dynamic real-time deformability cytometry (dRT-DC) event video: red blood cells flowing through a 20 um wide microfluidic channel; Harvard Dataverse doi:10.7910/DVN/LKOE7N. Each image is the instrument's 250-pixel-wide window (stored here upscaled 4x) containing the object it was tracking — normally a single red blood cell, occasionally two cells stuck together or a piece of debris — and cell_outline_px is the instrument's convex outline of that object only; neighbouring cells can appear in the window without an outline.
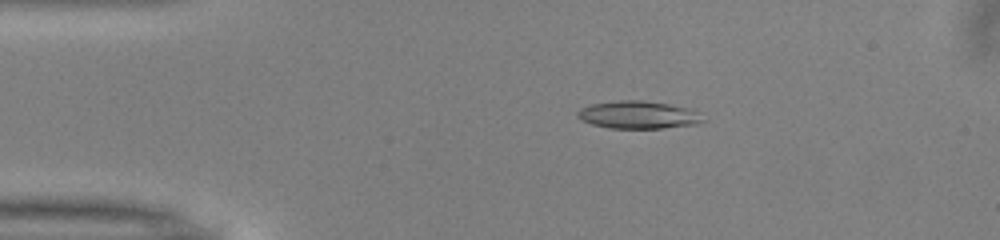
{"species": "common noctule bat (a hibernating species)", "species_latin": "Nyctalus noctula", "temperature_condition": "warm", "stored_images_in_passage": 51, "camera_frame_rate_fps": 3000, "um_per_image_px": 0.085, "animal": {"sex": "male", "body_mass_g": 13.0, "forearm_length_mm": 53.1}, "frame": {"image": 1, "passage_image": 10, "time_ms": 3.0, "image_size_px": [1000, 240], "cell_outline_px": [[708, 120], [700, 124], [664, 128], [608, 128], [592, 124], [580, 120], [576, 116], [576, 112], [580, 108], [588, 104], [616, 100], [644, 100], [672, 104], [692, 108]], "centroid_in_image_um": [54.28, 9.75], "position_along_channel_um": 30.7, "area_um2": 20.87}}
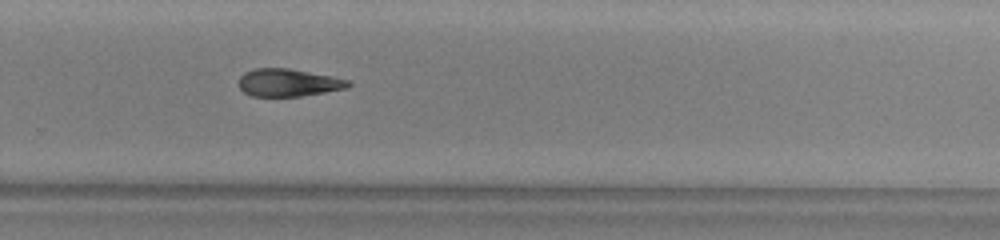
{"frame": {"image": 2, "passage_image": 34, "time_ms": 11.0, "image_size_px": [1000, 240], "cell_outline_px": [[352, 84], [348, 88], [300, 96], [252, 96], [244, 92], [240, 88], [240, 76], [244, 72], [256, 68], [288, 68], [332, 76], [348, 80]], "centroid_in_image_um": [24.51, 7.02], "position_along_channel_um": 305.3, "area_um2": 17.51}}
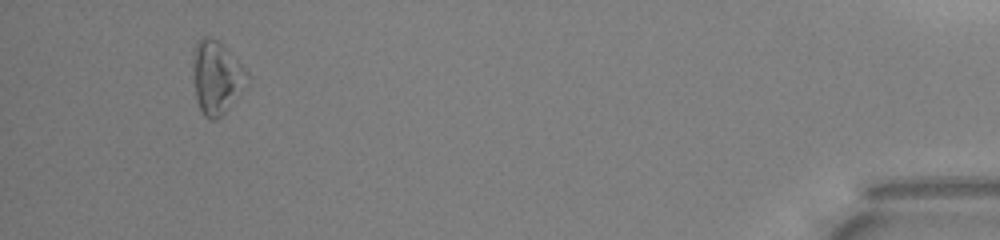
{"frame": {"image": 3, "passage_image": 48, "time_ms": 15.667, "image_size_px": [1000, 240], "cell_outline_px": [[248, 84], [224, 112], [216, 120], [208, 120], [204, 116], [200, 108], [196, 96], [192, 64], [192, 52], [196, 40], [200, 36], [208, 36], [216, 40], [248, 72]], "centroid_in_image_um": [18.37, 6.56], "position_along_channel_um": 416.8, "area_um2": 22.89}, "authors_computed_cell_mechanics": {"area_um2": 19.3052, "velocity_mm_per_s": 4.0294, "shape_relaxation_time_tau1_ms": 7.2242, "shape_relaxation_time_tau2_ms": null, "deformation_change_tau1": 0.1684, "deformation_change_tau2": null}}